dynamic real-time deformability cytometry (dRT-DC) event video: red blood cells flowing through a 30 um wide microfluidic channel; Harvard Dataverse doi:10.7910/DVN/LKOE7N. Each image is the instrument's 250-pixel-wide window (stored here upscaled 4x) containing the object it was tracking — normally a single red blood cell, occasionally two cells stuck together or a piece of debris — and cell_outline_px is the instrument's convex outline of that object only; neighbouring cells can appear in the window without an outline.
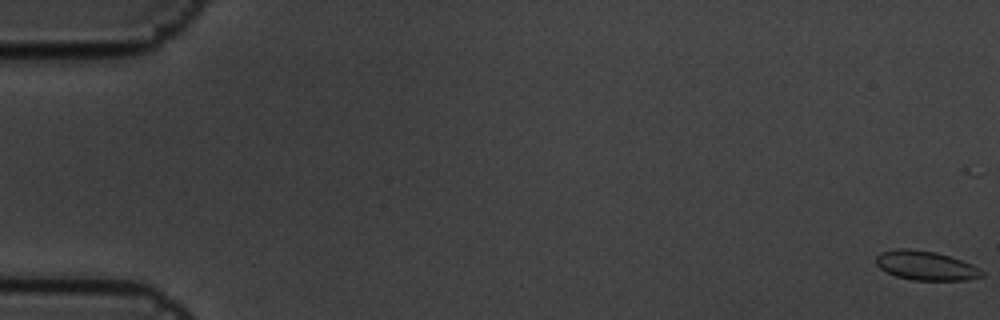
{"species": "common noctule bat (a hibernating species)", "species_latin": "Nyctalus noctula", "temperature_condition": "cold", "stored_images_in_passage": 6, "camera_frame_rate_fps": 3000, "um_per_image_px": 0.085, "animal": {"sex": "male", "body_mass_g": 19.5, "forearm_length_mm": 54.6}, "frame": {"image": 1, "passage_image": 1, "time_ms": 0.0, "image_size_px": [1000, 320], "cell_outline_px": [[984, 276], [968, 280], [912, 280], [896, 276], [880, 268], [876, 264], [876, 256], [880, 252], [896, 248], [908, 248], [936, 252], [972, 264], [980, 268], [984, 272]], "centroid_in_image_um": [78.69, 22.57], "position_along_channel_um": 6.3, "area_um2": 18.09}}